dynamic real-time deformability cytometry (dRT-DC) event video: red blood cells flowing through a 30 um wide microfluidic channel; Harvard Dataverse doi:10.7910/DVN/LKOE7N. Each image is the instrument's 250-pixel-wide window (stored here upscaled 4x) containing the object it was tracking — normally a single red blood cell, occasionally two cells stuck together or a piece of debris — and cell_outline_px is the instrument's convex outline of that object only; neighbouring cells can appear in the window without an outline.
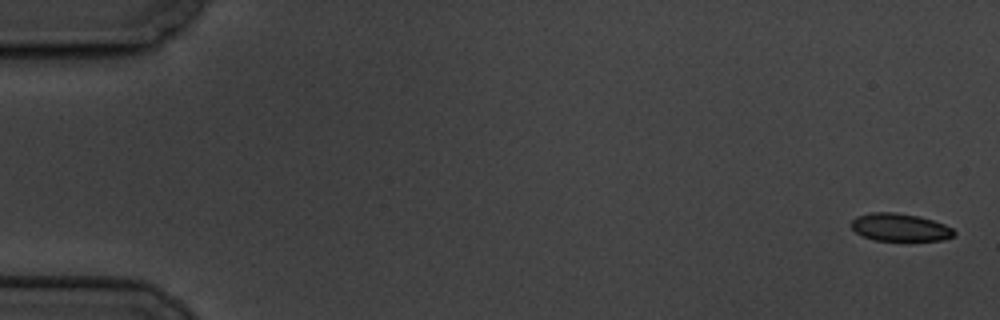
{"species": "common noctule bat (a hibernating species)", "species_latin": "Nyctalus noctula", "temperature_condition": "cold", "stored_images_in_passage": 6, "camera_frame_rate_fps": 3000, "um_per_image_px": 0.085, "animal": {"sex": "male", "body_mass_g": 19.5, "forearm_length_mm": 54.6}, "frame": {"image": 1, "passage_image": 1, "time_ms": 0.0, "image_size_px": [1000, 320], "cell_outline_px": [[956, 232], [952, 236], [944, 240], [872, 240], [856, 232], [852, 228], [852, 220], [856, 216], [872, 212], [896, 212], [920, 216], [944, 224], [952, 228]], "centroid_in_image_um": [76.49, 19.31], "position_along_channel_um": 8.5, "area_um2": 16.53}}
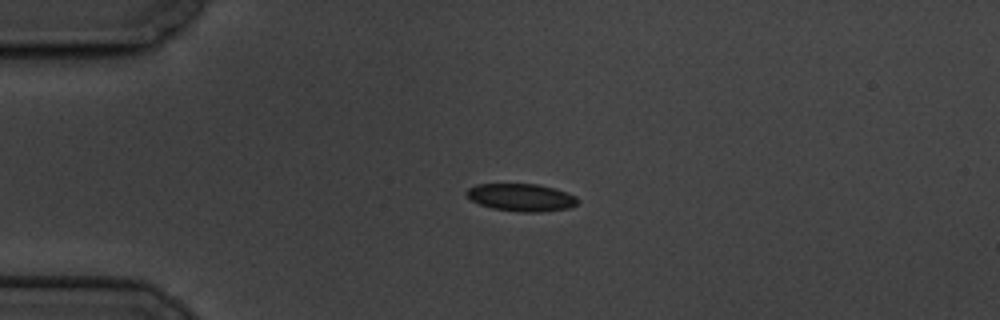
{"frame": {"image": 2, "passage_image": 4, "time_ms": 4.333, "image_size_px": [1000, 320], "cell_outline_px": [[580, 200], [572, 208], [540, 212], [520, 212], [492, 208], [480, 204], [472, 200], [464, 192], [468, 188], [476, 184], [536, 184], [556, 188], [568, 192], [576, 196]], "centroid_in_image_um": [44.35, 16.78], "position_along_channel_um": 40.6, "area_um2": 18.03}}
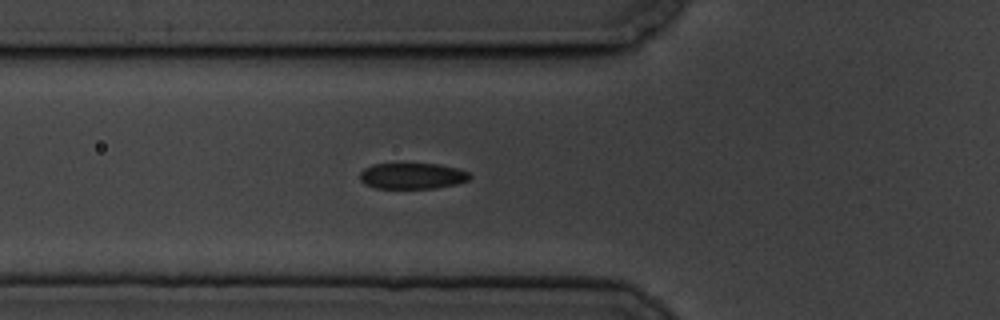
{"frame": {"image": 3, "passage_image": 6, "time_ms": 6.667, "image_size_px": [1000, 320], "cell_outline_px": [[472, 176], [468, 180], [456, 184], [436, 188], [376, 188], [364, 184], [360, 180], [360, 172], [364, 168], [372, 164], [440, 164], [456, 168], [468, 172]], "centroid_in_image_um": [35.03, 14.95], "position_along_channel_um": 90.8, "area_um2": 16.65}}